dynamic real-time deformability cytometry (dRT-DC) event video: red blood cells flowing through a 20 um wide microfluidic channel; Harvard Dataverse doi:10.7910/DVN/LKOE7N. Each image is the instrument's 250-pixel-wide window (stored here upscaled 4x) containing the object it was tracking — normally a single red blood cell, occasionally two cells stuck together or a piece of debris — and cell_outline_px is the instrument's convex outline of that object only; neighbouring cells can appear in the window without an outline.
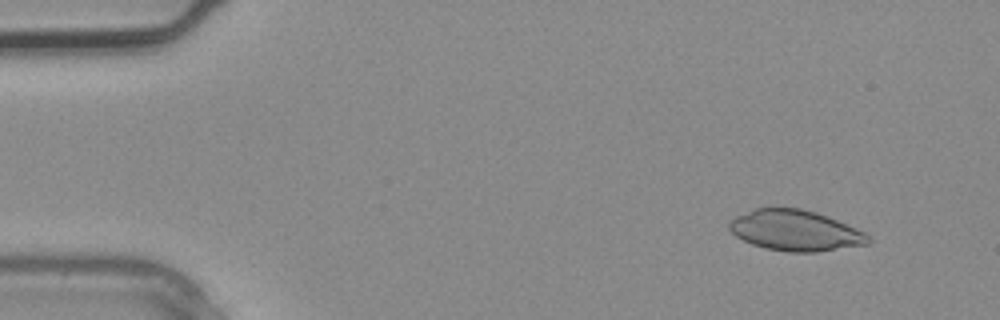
{"species": "common noctule bat (a hibernating species)", "species_latin": "Nyctalus noctula", "temperature_condition": "warm", "stored_images_in_passage": 3, "camera_frame_rate_fps": 3000, "um_per_image_px": 0.085, "animal": {"sex": "male", "body_mass_g": 20.4}, "frame": {"image": 1, "passage_image": 1, "time_ms": 0.0, "image_size_px": [1000, 320], "cell_outline_px": [[872, 240], [868, 244], [816, 252], [788, 252], [764, 248], [752, 244], [736, 236], [728, 228], [728, 220], [736, 216], [756, 208], [800, 208], [816, 212], [836, 220], [864, 232]], "centroid_in_image_um": [67.57, 19.6], "position_along_channel_um": 17.4, "area_um2": 32.77}}